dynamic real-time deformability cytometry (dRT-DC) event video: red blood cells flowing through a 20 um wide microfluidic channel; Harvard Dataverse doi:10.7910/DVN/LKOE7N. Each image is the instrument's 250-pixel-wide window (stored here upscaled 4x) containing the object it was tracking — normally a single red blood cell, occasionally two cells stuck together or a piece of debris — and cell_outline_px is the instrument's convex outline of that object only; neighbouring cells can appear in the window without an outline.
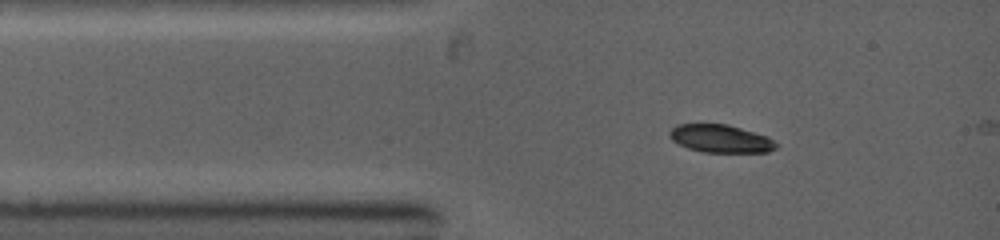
{"species": "common noctule bat (a hibernating species)", "species_latin": "Nyctalus noctula", "temperature_condition": "warm", "stored_images_in_passage": 2, "camera_frame_rate_fps": 5000, "um_per_image_px": 0.085, "animal": {"sex": "female", "body_mass_g": 19.0, "forearm_length_mm": 53.3}, "frame": {"image": 1, "passage_image": 1, "time_ms": 0.0, "image_size_px": [1000, 240], "cell_outline_px": [[780, 144], [776, 148], [768, 152], [704, 152], [688, 148], [672, 140], [668, 136], [668, 132], [676, 124], [728, 124], [768, 136]], "centroid_in_image_um": [61.27, 11.78], "position_along_channel_um": 23.7, "area_um2": 17.46}}